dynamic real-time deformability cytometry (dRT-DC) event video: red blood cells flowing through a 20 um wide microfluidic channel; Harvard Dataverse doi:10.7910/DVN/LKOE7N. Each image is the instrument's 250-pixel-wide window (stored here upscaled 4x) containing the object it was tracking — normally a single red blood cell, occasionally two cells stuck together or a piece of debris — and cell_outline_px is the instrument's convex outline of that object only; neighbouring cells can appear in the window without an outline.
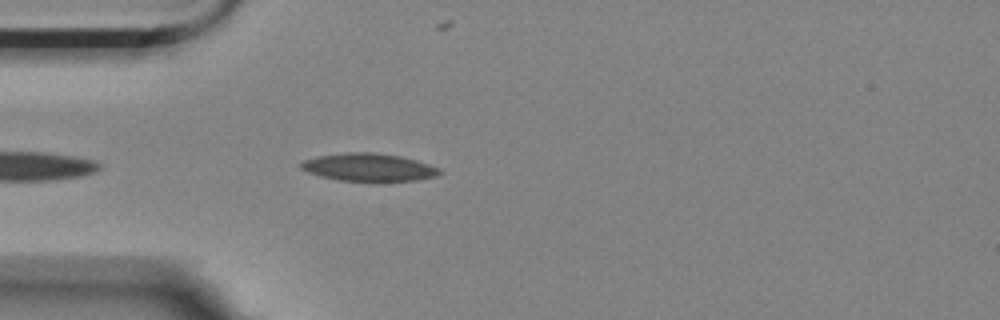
{"species": "Egyptian fruit bat (a non-hibernating species)", "species_latin": "Rousettus aegyptiacus", "temperature_condition": "room temperature", "stored_images_in_passage": 28, "camera_frame_rate_fps": 3000, "um_per_image_px": 0.085, "animal": {"sex": "female"}, "frame": {"image": 1, "passage_image": 2, "time_ms": 0.333, "image_size_px": [1000, 320], "cell_outline_px": [[444, 172], [436, 176], [416, 180], [340, 180], [320, 176], [308, 172], [300, 168], [300, 164], [304, 160], [316, 156], [344, 152], [372, 152], [400, 156], [416, 160], [440, 168]], "centroid_in_image_um": [31.34, 14.2], "position_along_channel_um": 53.7, "area_um2": 22.2}}
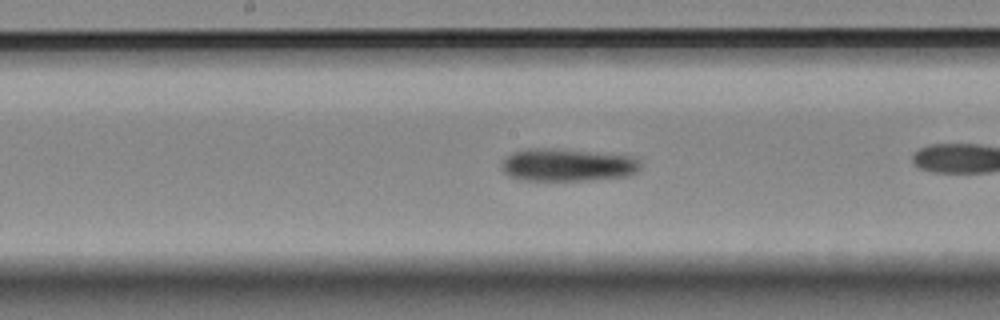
{"frame": {"image": 2, "passage_image": 12, "time_ms": 3.667, "image_size_px": [1000, 320], "cell_outline_px": [[640, 168], [636, 172], [628, 176], [588, 180], [528, 180], [508, 176], [504, 172], [500, 164], [512, 152], [524, 148], [556, 148], [636, 156], [640, 160]], "centroid_in_image_um": [48.26, 14.0], "position_along_channel_um": 199.9, "area_um2": 26.7}}
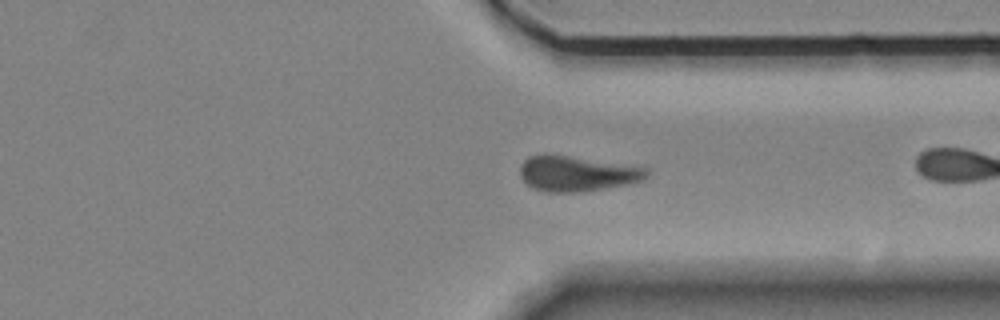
{"frame": {"image": 3, "passage_image": 26, "time_ms": 8.333, "image_size_px": [1000, 320], "cell_outline_px": [[648, 176], [640, 180], [624, 184], [604, 188], [580, 192], [544, 192], [528, 184], [520, 176], [520, 164], [528, 156], [544, 152], [648, 168]], "centroid_in_image_um": [48.96, 14.73], "position_along_channel_um": 362.4, "area_um2": 25.95}}